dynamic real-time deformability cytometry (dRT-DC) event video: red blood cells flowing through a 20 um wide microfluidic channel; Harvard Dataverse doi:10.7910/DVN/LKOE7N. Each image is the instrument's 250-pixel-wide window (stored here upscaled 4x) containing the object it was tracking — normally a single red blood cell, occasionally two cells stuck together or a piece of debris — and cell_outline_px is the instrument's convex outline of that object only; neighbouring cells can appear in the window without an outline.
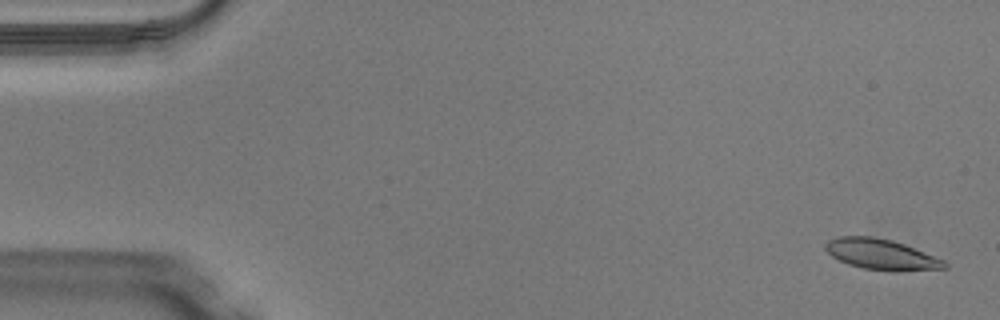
{"species": "Egyptian fruit bat (a non-hibernating species)", "species_latin": "Rousettus aegyptiacus", "temperature_condition": "warm", "stored_images_in_passage": 50, "camera_frame_rate_fps": 3000, "um_per_image_px": 0.085, "animal": {"sex": "male"}, "frame": {"image": 1, "passage_image": 2, "time_ms": 0.333, "image_size_px": [1000, 320], "cell_outline_px": [[948, 268], [900, 272], [892, 272], [864, 268], [848, 264], [832, 256], [824, 248], [824, 244], [828, 240], [840, 236], [872, 236], [892, 240], [904, 244], [944, 260], [948, 264]], "centroid_in_image_um": [74.93, 21.63], "position_along_channel_um": 10.1, "area_um2": 21.39}}
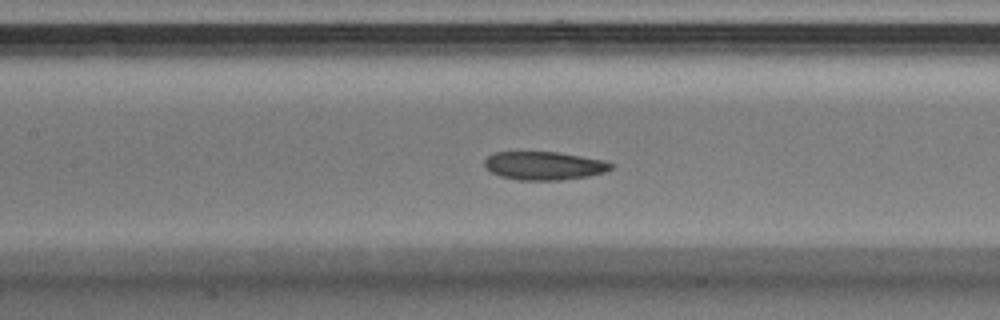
{"frame": {"image": 2, "passage_image": 23, "time_ms": 7.333, "image_size_px": [1000, 320], "cell_outline_px": [[616, 164], [612, 168], [604, 172], [588, 176], [560, 180], [520, 180], [500, 176], [492, 172], [484, 164], [484, 160], [488, 156], [496, 152], [556, 152], [604, 160]], "centroid_in_image_um": [46.27, 14.08], "position_along_channel_um": 161.1, "area_um2": 20.75}}
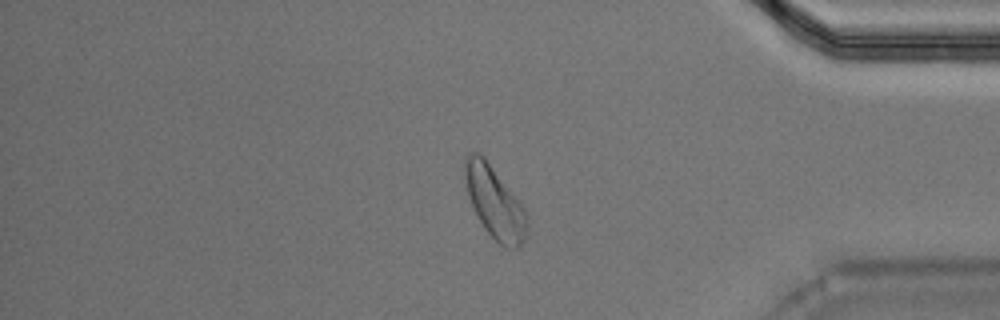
{"frame": {"image": 3, "passage_image": 42, "time_ms": 13.667, "image_size_px": [1000, 320], "cell_outline_px": [[528, 232], [524, 240], [516, 248], [508, 248], [500, 244], [484, 228], [468, 196], [464, 176], [464, 156], [468, 152], [480, 152], [484, 156], [520, 200], [528, 216]], "centroid_in_image_um": [42.06, 17.16], "position_along_channel_um": 393.1, "area_um2": 26.24}, "authors_computed_cell_mechanics": {"area_um2": 21.6172, "velocity_mm_per_s": 4.0628, "shape_relaxation_time_tau1_ms": 5.7559, "shape_relaxation_time_tau2_ms": null, "deformation_change_tau1": 0.122, "deformation_change_tau2": null}}